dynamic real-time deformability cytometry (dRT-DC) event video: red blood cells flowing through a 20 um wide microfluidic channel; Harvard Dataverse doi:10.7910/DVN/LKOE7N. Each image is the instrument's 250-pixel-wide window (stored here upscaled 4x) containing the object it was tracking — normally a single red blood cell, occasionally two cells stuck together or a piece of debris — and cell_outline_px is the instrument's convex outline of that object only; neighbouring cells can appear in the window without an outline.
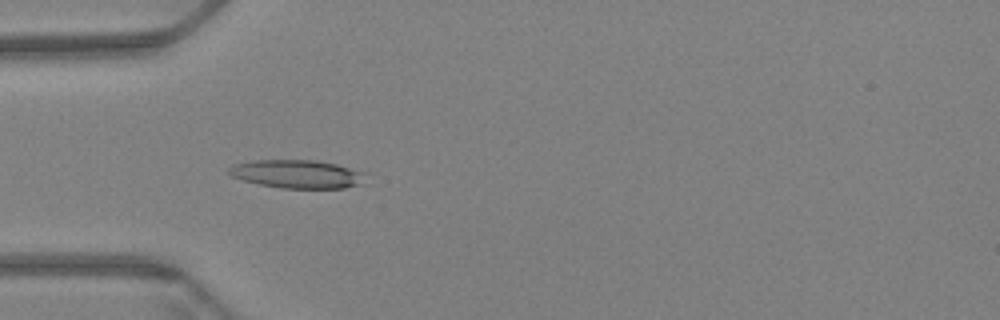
{"species": "Egyptian fruit bat (a non-hibernating species)", "species_latin": "Rousettus aegyptiacus", "temperature_condition": "warm", "stored_images_in_passage": 62, "camera_frame_rate_fps": 3000, "um_per_image_px": 0.085, "animal": {"sex": "female"}, "frame": {"image": 1, "passage_image": 20, "time_ms": 6.333, "image_size_px": [1000, 320], "cell_outline_px": [[364, 184], [344, 188], [280, 188], [260, 184], [244, 180], [232, 176], [228, 172], [228, 168], [232, 164], [252, 160], [316, 160], [336, 164], [364, 172]], "centroid_in_image_um": [25.26, 14.79], "position_along_channel_um": 59.7, "area_um2": 22.6}}
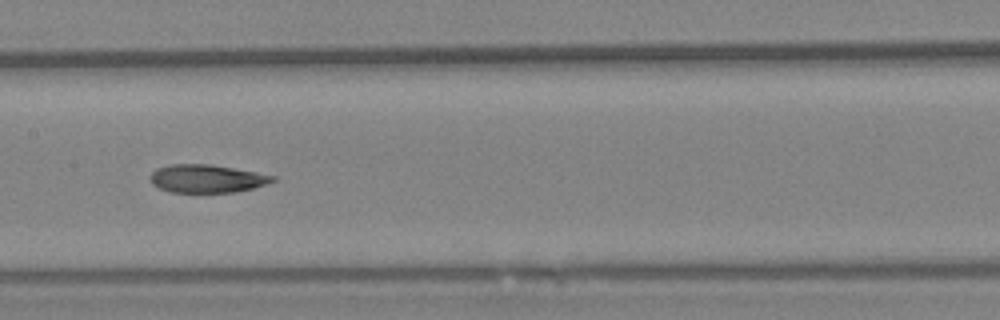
{"frame": {"image": 2, "passage_image": 32, "time_ms": 10.333, "image_size_px": [1000, 320], "cell_outline_px": [[276, 180], [252, 188], [236, 192], [168, 192], [152, 184], [148, 176], [156, 168], [168, 164], [208, 164], [256, 172], [276, 176]], "centroid_in_image_um": [17.52, 15.18], "position_along_channel_um": 189.9, "area_um2": 20.0}}
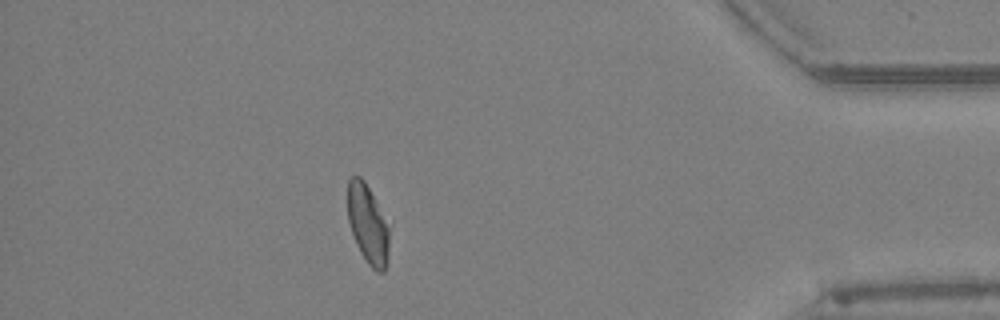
{"frame": {"image": 3, "passage_image": 55, "time_ms": 18.0, "image_size_px": [1000, 320], "cell_outline_px": [[388, 264], [384, 272], [376, 272], [368, 264], [360, 252], [356, 244], [348, 220], [348, 180], [352, 176], [360, 176], [364, 180], [388, 228]], "centroid_in_image_um": [31.24, 19.12], "position_along_channel_um": 404.0, "area_um2": 18.61}, "authors_computed_cell_mechanics": {"area_um2": 20.9525, "velocity_mm_per_s": 3.3556, "shape_relaxation_time_tau1_ms": 9.1637, "shape_relaxation_time_tau2_ms": 3.8329, "deformation_change_tau1": 0.2252, "deformation_change_tau2": 0.111}}